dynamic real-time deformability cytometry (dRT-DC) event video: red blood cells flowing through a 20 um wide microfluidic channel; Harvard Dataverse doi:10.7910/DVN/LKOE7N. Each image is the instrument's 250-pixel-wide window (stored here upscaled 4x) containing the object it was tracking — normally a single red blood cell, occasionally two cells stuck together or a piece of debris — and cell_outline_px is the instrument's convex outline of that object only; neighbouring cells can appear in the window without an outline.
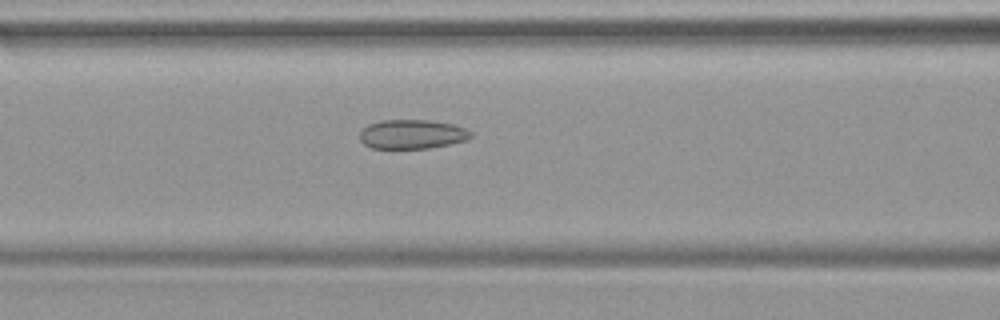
{"species": "common noctule bat (a hibernating species)", "species_latin": "Nyctalus noctula", "temperature_condition": "warm", "stored_images_in_passage": 30, "camera_frame_rate_fps": 3000, "um_per_image_px": 0.085, "animal": {"sex": "female", "body_mass_g": 19.9}, "frame": {"image": 1, "passage_image": 11, "time_ms": 3.333, "image_size_px": [1000, 320], "cell_outline_px": [[472, 136], [468, 140], [428, 148], [372, 148], [364, 144], [360, 140], [360, 132], [368, 124], [380, 120], [428, 120], [452, 124], [464, 128], [472, 132]], "centroid_in_image_um": [35.02, 11.4], "position_along_channel_um": 131.6, "area_um2": 18.84}}
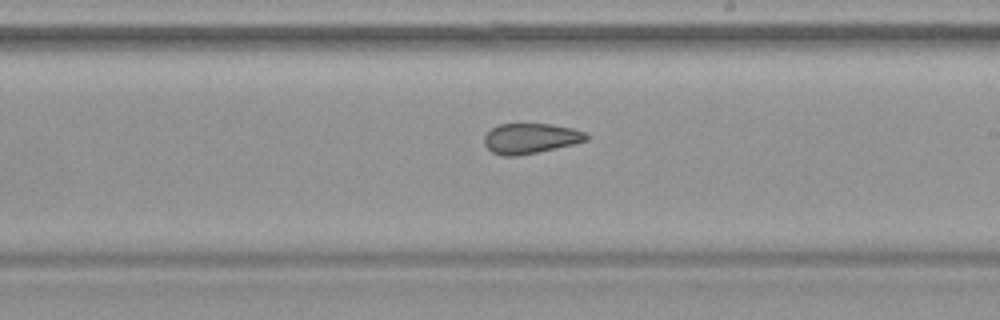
{"frame": {"image": 2, "passage_image": 19, "time_ms": 6.0, "image_size_px": [1000, 320], "cell_outline_px": [[592, 136], [588, 140], [572, 144], [536, 152], [516, 156], [504, 156], [492, 152], [484, 144], [484, 136], [492, 128], [500, 124], [552, 124], [572, 128], [588, 132]], "centroid_in_image_um": [45.13, 11.75], "position_along_channel_um": 243.9, "area_um2": 17.98}}
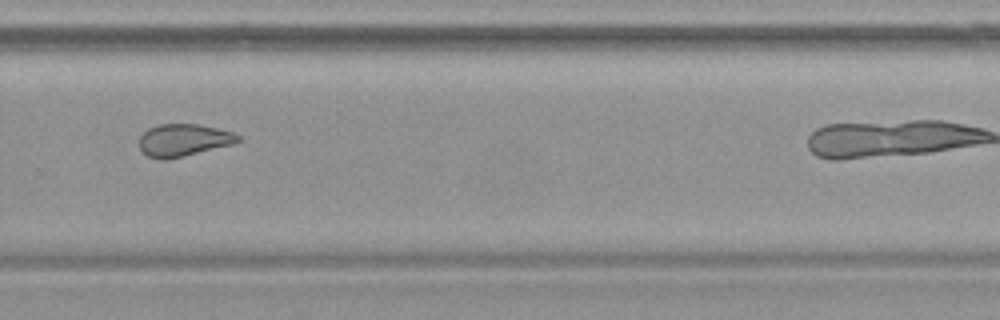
{"frame": {"image": 3, "passage_image": 24, "time_ms": 7.667, "image_size_px": [1000, 320], "cell_outline_px": [[240, 140], [232, 144], [184, 156], [164, 160], [148, 156], [140, 148], [140, 136], [148, 128], [160, 124], [200, 124], [232, 132], [240, 136]], "centroid_in_image_um": [15.59, 11.9], "position_along_channel_um": 314.2, "area_um2": 18.38}}